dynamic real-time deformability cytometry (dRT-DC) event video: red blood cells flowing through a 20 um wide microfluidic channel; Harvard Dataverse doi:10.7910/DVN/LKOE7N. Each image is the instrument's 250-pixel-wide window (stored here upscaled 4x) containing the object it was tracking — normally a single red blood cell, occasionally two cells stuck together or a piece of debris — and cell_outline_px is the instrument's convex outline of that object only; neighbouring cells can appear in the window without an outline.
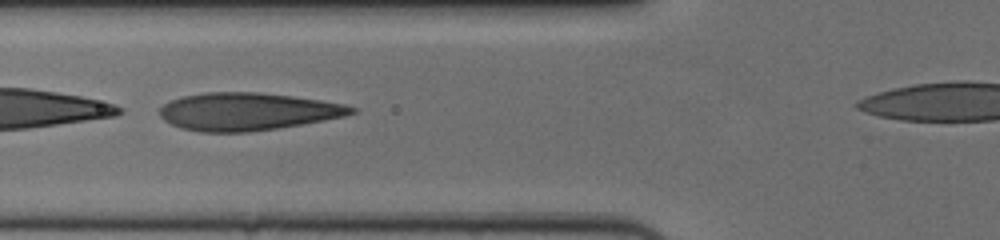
{"species": "human", "species_latin": "Homo sapiens", "temperature_condition": "cold", "stored_images_in_passage": 42, "camera_frame_rate_fps": 3000, "um_per_image_px": 0.085, "donor": {"sex": "female"}, "frame": {"image": 1, "passage_image": 14, "time_ms": 4.333, "image_size_px": [1000, 240], "cell_outline_px": [[356, 112], [344, 116], [324, 120], [276, 128], [248, 132], [200, 132], [180, 128], [164, 120], [160, 116], [160, 108], [164, 104], [180, 96], [204, 92], [260, 92], [292, 96], [320, 100], [344, 104], [356, 108]], "centroid_in_image_um": [21.0, 9.47], "position_along_channel_um": 104.8, "area_um2": 41.96}}
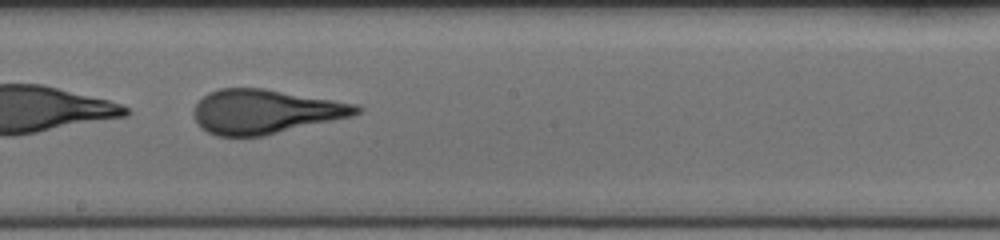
{"frame": {"image": 2, "passage_image": 24, "time_ms": 7.667, "image_size_px": [1000, 240], "cell_outline_px": [[364, 108], [360, 112], [352, 116], [264, 136], [216, 136], [200, 128], [192, 112], [196, 104], [208, 92], [220, 88], [264, 88], [356, 104]], "centroid_in_image_um": [22.52, 9.49], "position_along_channel_um": 225.7, "area_um2": 41.91}}
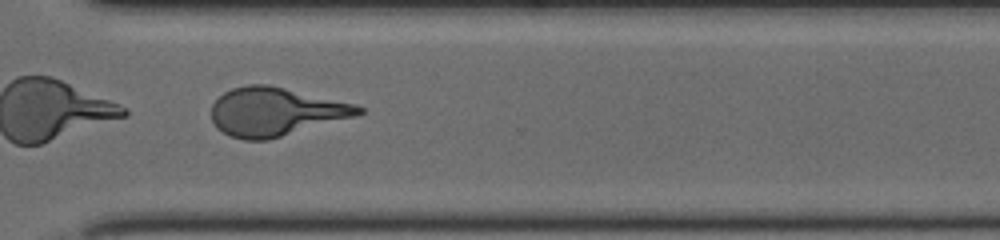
{"frame": {"image": 3, "passage_image": 34, "time_ms": 11.0, "image_size_px": [1000, 240], "cell_outline_px": [[364, 112], [356, 116], [268, 140], [244, 140], [232, 136], [216, 128], [212, 120], [212, 104], [224, 92], [232, 88], [248, 84], [268, 84], [356, 104], [364, 108]], "centroid_in_image_um": [23.42, 9.49], "position_along_channel_um": 347.2, "area_um2": 41.38}}